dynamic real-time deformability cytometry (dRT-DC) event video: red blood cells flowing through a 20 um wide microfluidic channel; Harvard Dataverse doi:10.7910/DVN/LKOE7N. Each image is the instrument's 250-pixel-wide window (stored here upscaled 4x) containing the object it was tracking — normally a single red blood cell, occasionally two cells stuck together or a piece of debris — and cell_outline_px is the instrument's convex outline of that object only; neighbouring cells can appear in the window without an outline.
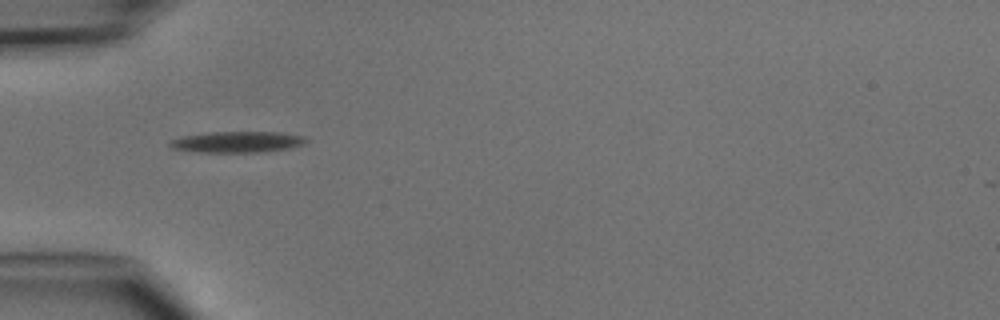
{"species": "common noctule bat (a hibernating species)", "species_latin": "Nyctalus noctula", "temperature_condition": "cold", "stored_images_in_passage": 1, "camera_frame_rate_fps": 3000, "um_per_image_px": 0.085, "animal": {"sex": "male", "body_mass_g": 15.6}, "frame": {"image": 1, "passage_image": 1, "time_ms": 0.0, "image_size_px": [1000, 320], "cell_outline_px": [[308, 140], [300, 144], [288, 148], [256, 152], [200, 152], [172, 148], [168, 144], [172, 140], [184, 136], [208, 132], [280, 132], [304, 136]], "centroid_in_image_um": [20.15, 12.05], "position_along_channel_um": 64.9, "area_um2": 16.42}}